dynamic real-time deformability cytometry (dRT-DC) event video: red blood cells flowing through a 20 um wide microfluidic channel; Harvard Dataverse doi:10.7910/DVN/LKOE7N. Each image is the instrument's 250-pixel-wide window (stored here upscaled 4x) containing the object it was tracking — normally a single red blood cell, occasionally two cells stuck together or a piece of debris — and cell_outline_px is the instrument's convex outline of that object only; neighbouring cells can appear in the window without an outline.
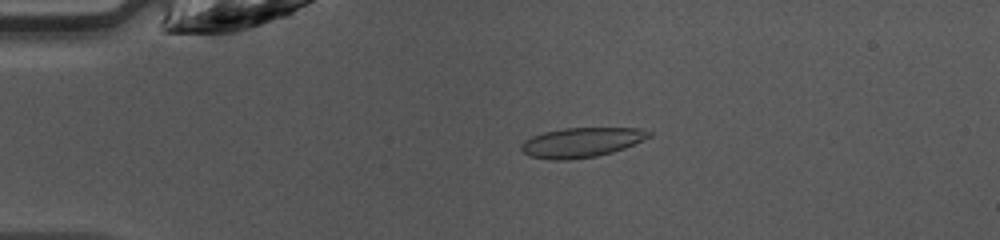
{"species": "common noctule bat (a hibernating species)", "species_latin": "Nyctalus noctula", "temperature_condition": "warm", "stored_images_in_passage": 46, "camera_frame_rate_fps": 3000, "um_per_image_px": 0.085, "animal": {"sex": "female", "body_mass_g": 10.0, "forearm_length_mm": 53.1}, "frame": {"image": 1, "passage_image": 10, "time_ms": 3.0, "image_size_px": [1000, 240], "cell_outline_px": [[652, 136], [624, 148], [612, 152], [596, 156], [568, 160], [552, 160], [528, 156], [520, 148], [520, 144], [524, 140], [532, 136], [544, 132], [564, 128], [640, 128], [652, 132]], "centroid_in_image_um": [49.4, 12.1], "position_along_channel_um": 35.6, "area_um2": 22.14}}
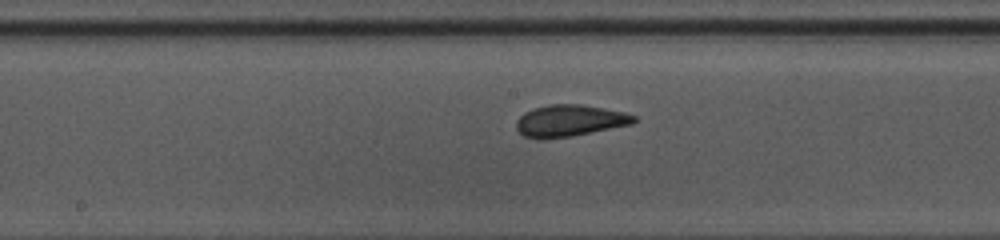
{"frame": {"image": 2, "passage_image": 24, "time_ms": 7.667, "image_size_px": [1000, 240], "cell_outline_px": [[636, 120], [632, 124], [572, 136], [524, 136], [516, 128], [516, 120], [524, 112], [532, 108], [548, 104], [580, 104], [604, 108], [624, 112], [636, 116]], "centroid_in_image_um": [48.45, 10.21], "position_along_channel_um": 199.8, "area_um2": 21.15}}
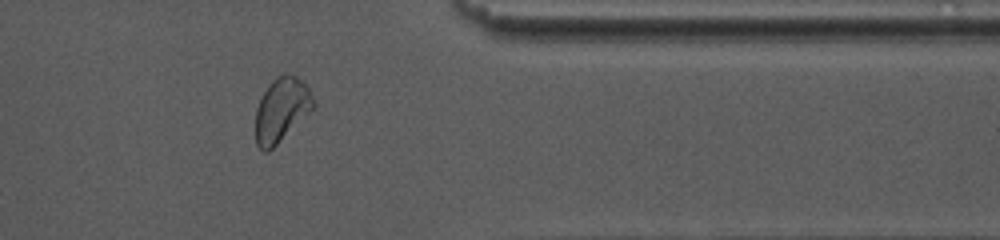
{"frame": {"image": 3, "passage_image": 38, "time_ms": 12.333, "image_size_px": [1000, 240], "cell_outline_px": [[316, 108], [268, 152], [264, 152], [256, 144], [256, 108], [268, 84], [276, 76], [296, 76], [308, 88], [316, 104]], "centroid_in_image_um": [23.94, 9.36], "position_along_channel_um": 387.5, "area_um2": 21.44}, "authors_computed_cell_mechanics": {"area_um2": 21.5016, "velocity_mm_per_s": 4.2523, "shape_relaxation_time_tau1_ms": 2.1663, "shape_relaxation_time_tau2_ms": 0.7173, "deformation_change_tau1": 0.1312, "deformation_change_tau2": 0.0786}}